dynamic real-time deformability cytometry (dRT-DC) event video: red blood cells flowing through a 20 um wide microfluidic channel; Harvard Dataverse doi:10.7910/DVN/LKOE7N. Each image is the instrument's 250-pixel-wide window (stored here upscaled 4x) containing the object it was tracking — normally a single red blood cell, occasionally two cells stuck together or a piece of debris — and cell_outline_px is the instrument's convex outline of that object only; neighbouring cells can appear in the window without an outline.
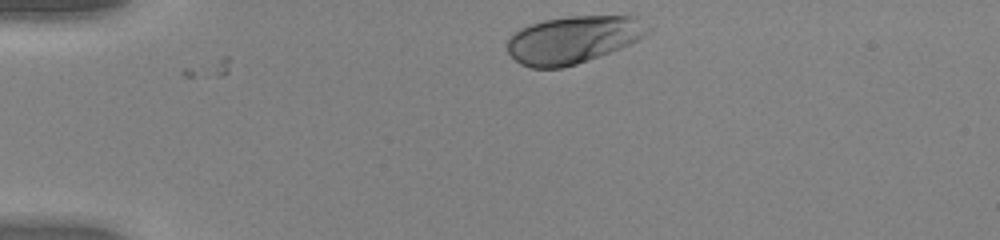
{"species": "human", "species_latin": "Homo sapiens", "temperature_condition": "warm", "stored_images_in_passage": 36, "camera_frame_rate_fps": 3000, "um_per_image_px": 0.085, "donor": {"sex": "female"}, "frame": {"image": 1, "passage_image": 1, "time_ms": 0.0, "image_size_px": [1000, 240], "cell_outline_px": [[652, 28], [644, 36], [620, 48], [588, 60], [576, 64], [560, 68], [532, 68], [520, 64], [508, 52], [508, 40], [520, 28], [528, 24], [544, 20], [568, 16], [636, 16]], "centroid_in_image_um": [48.72, 3.36], "position_along_channel_um": 36.3, "area_um2": 38.61}}
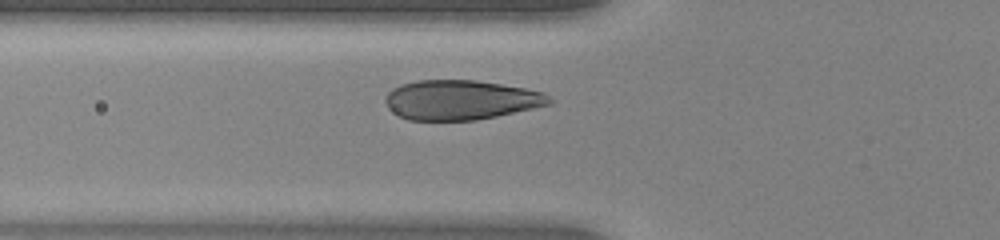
{"frame": {"image": 2, "passage_image": 9, "time_ms": 2.667, "image_size_px": [1000, 240], "cell_outline_px": [[552, 104], [496, 116], [476, 120], [408, 120], [392, 112], [388, 108], [384, 100], [384, 96], [392, 88], [400, 84], [416, 80], [476, 80], [524, 88], [544, 92], [552, 100]], "centroid_in_image_um": [39.12, 8.49], "position_along_channel_um": 86.7, "area_um2": 37.97}}
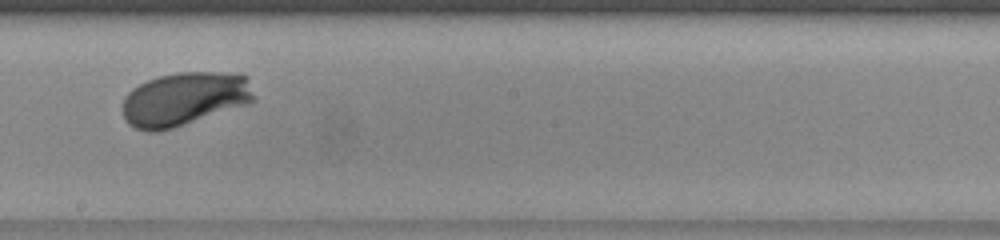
{"frame": {"image": 3, "passage_image": 20, "time_ms": 6.333, "image_size_px": [1000, 240], "cell_outline_px": [[256, 100], [248, 104], [172, 128], [156, 132], [148, 132], [136, 128], [128, 124], [124, 116], [124, 96], [132, 88], [148, 80], [160, 76], [176, 72], [244, 72], [248, 76], [256, 96]], "centroid_in_image_um": [15.75, 8.38], "position_along_channel_um": 232.5, "area_um2": 41.44}, "authors_computed_cell_mechanics": {"area_um2": 38.7838, "velocity_mm_per_s": 3.9888, "shape_relaxation_time_tau1_ms": 1.4524, "shape_relaxation_time_tau2_ms": null, "deformation_change_tau1": 0.1329, "deformation_change_tau2": null}}